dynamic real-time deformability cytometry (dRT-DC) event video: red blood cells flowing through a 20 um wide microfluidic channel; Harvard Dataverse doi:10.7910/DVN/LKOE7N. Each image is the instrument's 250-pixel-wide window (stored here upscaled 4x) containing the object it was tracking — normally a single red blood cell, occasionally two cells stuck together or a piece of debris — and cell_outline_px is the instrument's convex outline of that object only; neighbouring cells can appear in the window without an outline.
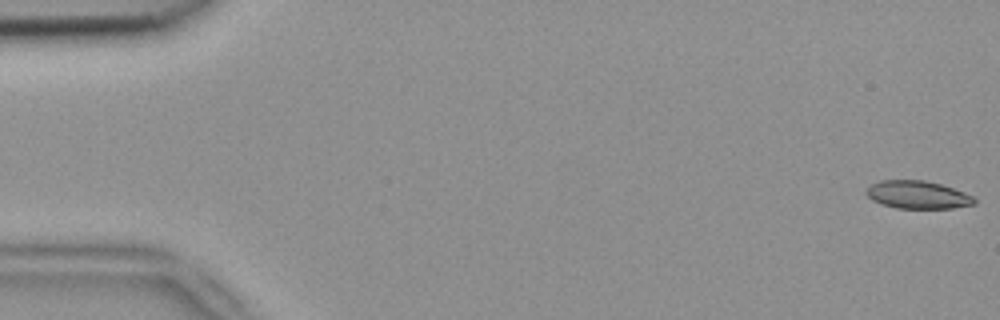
{"species": "common noctule bat (a hibernating species)", "species_latin": "Nyctalus noctula", "temperature_condition": "room temperature", "stored_images_in_passage": 4, "camera_frame_rate_fps": 3000, "um_per_image_px": 0.085, "animal": {"sex": "female", "body_mass_g": 18.4}, "frame": {"image": 1, "passage_image": 1, "time_ms": 0.0, "image_size_px": [1000, 320], "cell_outline_px": [[976, 204], [952, 208], [896, 208], [880, 204], [872, 200], [864, 192], [872, 184], [880, 180], [924, 180], [940, 184], [964, 192], [972, 196], [976, 200]], "centroid_in_image_um": [77.98, 16.56], "position_along_channel_um": 7.0, "area_um2": 17.51}}
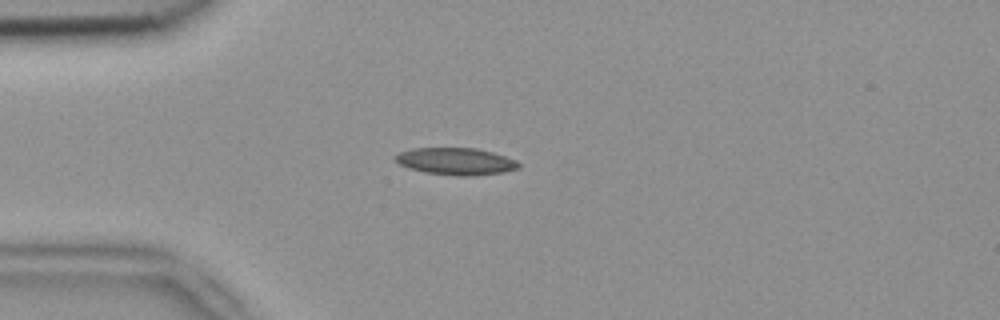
{"frame": {"image": 2, "passage_image": 4, "time_ms": 1.0, "image_size_px": [1000, 320], "cell_outline_px": [[520, 168], [504, 172], [472, 176], [456, 176], [424, 172], [408, 168], [400, 164], [392, 156], [400, 152], [412, 148], [476, 148], [492, 152], [516, 160], [520, 164]], "centroid_in_image_um": [38.74, 13.72], "position_along_channel_um": 46.3, "area_um2": 19.54}}